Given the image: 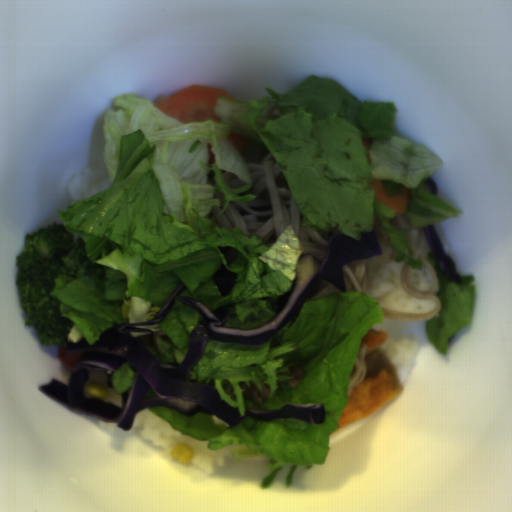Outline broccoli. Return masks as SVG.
Segmentation results:
<instances>
[{"label":"broccoli","instance_id":"1706d50b","mask_svg":"<svg viewBox=\"0 0 512 512\" xmlns=\"http://www.w3.org/2000/svg\"><path fill=\"white\" fill-rule=\"evenodd\" d=\"M15 263V283L27 315L25 323L38 331L42 345L59 346L74 323L62 316L59 301L50 293L58 274L77 279L95 271L83 237L74 238L63 223L48 224L36 233L25 234L24 247Z\"/></svg>","mask_w":512,"mask_h":512}]
</instances>
